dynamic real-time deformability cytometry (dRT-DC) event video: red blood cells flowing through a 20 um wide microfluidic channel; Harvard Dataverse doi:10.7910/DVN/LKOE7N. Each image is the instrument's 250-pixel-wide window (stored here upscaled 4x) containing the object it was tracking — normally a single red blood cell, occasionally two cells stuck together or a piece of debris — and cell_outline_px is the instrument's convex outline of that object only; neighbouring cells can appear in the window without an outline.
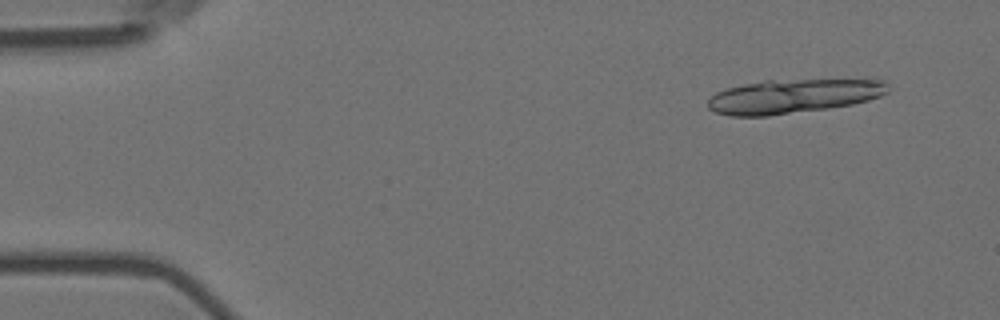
{"species": "Egyptian fruit bat (a non-hibernating species)", "species_latin": "Rousettus aegyptiacus", "temperature_condition": "room temperature", "stored_images_in_passage": 4, "camera_frame_rate_fps": 3000, "um_per_image_px": 0.085, "animal": {"sex": "female"}, "frame": {"image": 1, "passage_image": 1, "time_ms": 0.0, "image_size_px": [1000, 320], "cell_outline_px": [[888, 92], [880, 96], [868, 100], [852, 104], [828, 108], [768, 116], [728, 116], [716, 112], [708, 108], [708, 100], [716, 92], [728, 88], [744, 84], [764, 80], [884, 80], [888, 84]], "centroid_in_image_um": [67.4, 8.18], "position_along_channel_um": 17.6, "area_um2": 35.55}}